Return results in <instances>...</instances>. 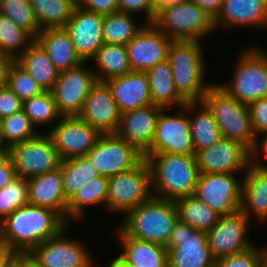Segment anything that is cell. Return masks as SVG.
<instances>
[{"mask_svg": "<svg viewBox=\"0 0 267 267\" xmlns=\"http://www.w3.org/2000/svg\"><path fill=\"white\" fill-rule=\"evenodd\" d=\"M67 224L57 212L27 204L0 222V244L13 252L29 254Z\"/></svg>", "mask_w": 267, "mask_h": 267, "instance_id": "1", "label": "cell"}, {"mask_svg": "<svg viewBox=\"0 0 267 267\" xmlns=\"http://www.w3.org/2000/svg\"><path fill=\"white\" fill-rule=\"evenodd\" d=\"M154 197L169 201L194 194L199 176L195 155L145 154Z\"/></svg>", "mask_w": 267, "mask_h": 267, "instance_id": "2", "label": "cell"}, {"mask_svg": "<svg viewBox=\"0 0 267 267\" xmlns=\"http://www.w3.org/2000/svg\"><path fill=\"white\" fill-rule=\"evenodd\" d=\"M201 44L197 40H173L168 50L175 88L186 102H200L213 84L205 79L206 57Z\"/></svg>", "mask_w": 267, "mask_h": 267, "instance_id": "3", "label": "cell"}, {"mask_svg": "<svg viewBox=\"0 0 267 267\" xmlns=\"http://www.w3.org/2000/svg\"><path fill=\"white\" fill-rule=\"evenodd\" d=\"M123 217L119 228L127 236L166 247L178 221V210L175 201L152 196Z\"/></svg>", "mask_w": 267, "mask_h": 267, "instance_id": "4", "label": "cell"}, {"mask_svg": "<svg viewBox=\"0 0 267 267\" xmlns=\"http://www.w3.org/2000/svg\"><path fill=\"white\" fill-rule=\"evenodd\" d=\"M201 102L211 112L222 138L240 142L252 153L256 151L258 139L252 129L248 104L236 100L214 82Z\"/></svg>", "mask_w": 267, "mask_h": 267, "instance_id": "5", "label": "cell"}, {"mask_svg": "<svg viewBox=\"0 0 267 267\" xmlns=\"http://www.w3.org/2000/svg\"><path fill=\"white\" fill-rule=\"evenodd\" d=\"M261 46H248L236 59L228 82L217 83L236 100L249 104L267 97V51Z\"/></svg>", "mask_w": 267, "mask_h": 267, "instance_id": "6", "label": "cell"}, {"mask_svg": "<svg viewBox=\"0 0 267 267\" xmlns=\"http://www.w3.org/2000/svg\"><path fill=\"white\" fill-rule=\"evenodd\" d=\"M152 24L173 40L206 39L215 30L214 19L197 4L186 1L160 9Z\"/></svg>", "mask_w": 267, "mask_h": 267, "instance_id": "7", "label": "cell"}, {"mask_svg": "<svg viewBox=\"0 0 267 267\" xmlns=\"http://www.w3.org/2000/svg\"><path fill=\"white\" fill-rule=\"evenodd\" d=\"M152 196L151 171L144 158L132 169L108 178L106 212L125 215Z\"/></svg>", "mask_w": 267, "mask_h": 267, "instance_id": "8", "label": "cell"}, {"mask_svg": "<svg viewBox=\"0 0 267 267\" xmlns=\"http://www.w3.org/2000/svg\"><path fill=\"white\" fill-rule=\"evenodd\" d=\"M69 227L67 224L29 253L38 267H96L95 256L85 242L66 235Z\"/></svg>", "mask_w": 267, "mask_h": 267, "instance_id": "9", "label": "cell"}, {"mask_svg": "<svg viewBox=\"0 0 267 267\" xmlns=\"http://www.w3.org/2000/svg\"><path fill=\"white\" fill-rule=\"evenodd\" d=\"M166 248L168 267H215L216 260L211 254L206 232L179 219Z\"/></svg>", "mask_w": 267, "mask_h": 267, "instance_id": "10", "label": "cell"}, {"mask_svg": "<svg viewBox=\"0 0 267 267\" xmlns=\"http://www.w3.org/2000/svg\"><path fill=\"white\" fill-rule=\"evenodd\" d=\"M243 175L234 173H201L194 196L220 216L230 215L241 208Z\"/></svg>", "mask_w": 267, "mask_h": 267, "instance_id": "11", "label": "cell"}, {"mask_svg": "<svg viewBox=\"0 0 267 267\" xmlns=\"http://www.w3.org/2000/svg\"><path fill=\"white\" fill-rule=\"evenodd\" d=\"M10 159L17 177L28 179L59 168L61 159L48 133L9 147Z\"/></svg>", "mask_w": 267, "mask_h": 267, "instance_id": "12", "label": "cell"}, {"mask_svg": "<svg viewBox=\"0 0 267 267\" xmlns=\"http://www.w3.org/2000/svg\"><path fill=\"white\" fill-rule=\"evenodd\" d=\"M170 110L166 108L160 111L153 143L146 154L195 155L187 114V103L180 108H175L176 111L173 113H169Z\"/></svg>", "mask_w": 267, "mask_h": 267, "instance_id": "13", "label": "cell"}, {"mask_svg": "<svg viewBox=\"0 0 267 267\" xmlns=\"http://www.w3.org/2000/svg\"><path fill=\"white\" fill-rule=\"evenodd\" d=\"M85 156L100 176L108 178L132 169L144 159L143 154L116 134H101Z\"/></svg>", "mask_w": 267, "mask_h": 267, "instance_id": "14", "label": "cell"}, {"mask_svg": "<svg viewBox=\"0 0 267 267\" xmlns=\"http://www.w3.org/2000/svg\"><path fill=\"white\" fill-rule=\"evenodd\" d=\"M87 64L89 62H83L58 73L51 92L62 116H78L91 87L97 82L92 67Z\"/></svg>", "mask_w": 267, "mask_h": 267, "instance_id": "15", "label": "cell"}, {"mask_svg": "<svg viewBox=\"0 0 267 267\" xmlns=\"http://www.w3.org/2000/svg\"><path fill=\"white\" fill-rule=\"evenodd\" d=\"M251 220L239 209L233 214L220 216L206 232L207 242L215 260L245 251L255 244L250 240Z\"/></svg>", "mask_w": 267, "mask_h": 267, "instance_id": "16", "label": "cell"}, {"mask_svg": "<svg viewBox=\"0 0 267 267\" xmlns=\"http://www.w3.org/2000/svg\"><path fill=\"white\" fill-rule=\"evenodd\" d=\"M198 172L244 175L253 162V153L242 143L219 139L214 145L195 154ZM242 172V173H241Z\"/></svg>", "mask_w": 267, "mask_h": 267, "instance_id": "17", "label": "cell"}, {"mask_svg": "<svg viewBox=\"0 0 267 267\" xmlns=\"http://www.w3.org/2000/svg\"><path fill=\"white\" fill-rule=\"evenodd\" d=\"M47 133L61 160L85 156L101 135L79 116H62Z\"/></svg>", "mask_w": 267, "mask_h": 267, "instance_id": "18", "label": "cell"}, {"mask_svg": "<svg viewBox=\"0 0 267 267\" xmlns=\"http://www.w3.org/2000/svg\"><path fill=\"white\" fill-rule=\"evenodd\" d=\"M172 41L153 24H145L126 44L131 70L145 72L156 64L167 61Z\"/></svg>", "mask_w": 267, "mask_h": 267, "instance_id": "19", "label": "cell"}, {"mask_svg": "<svg viewBox=\"0 0 267 267\" xmlns=\"http://www.w3.org/2000/svg\"><path fill=\"white\" fill-rule=\"evenodd\" d=\"M104 14L75 6L65 30L70 34L74 49L82 62H89L104 44L102 35Z\"/></svg>", "mask_w": 267, "mask_h": 267, "instance_id": "20", "label": "cell"}, {"mask_svg": "<svg viewBox=\"0 0 267 267\" xmlns=\"http://www.w3.org/2000/svg\"><path fill=\"white\" fill-rule=\"evenodd\" d=\"M78 116L100 134L116 133L121 113L106 82L97 81L91 87Z\"/></svg>", "mask_w": 267, "mask_h": 267, "instance_id": "21", "label": "cell"}, {"mask_svg": "<svg viewBox=\"0 0 267 267\" xmlns=\"http://www.w3.org/2000/svg\"><path fill=\"white\" fill-rule=\"evenodd\" d=\"M214 27L217 30L248 28L266 32L267 0H224L214 19Z\"/></svg>", "mask_w": 267, "mask_h": 267, "instance_id": "22", "label": "cell"}, {"mask_svg": "<svg viewBox=\"0 0 267 267\" xmlns=\"http://www.w3.org/2000/svg\"><path fill=\"white\" fill-rule=\"evenodd\" d=\"M162 109L151 104L121 114L115 134L145 155L151 149L157 118Z\"/></svg>", "mask_w": 267, "mask_h": 267, "instance_id": "23", "label": "cell"}, {"mask_svg": "<svg viewBox=\"0 0 267 267\" xmlns=\"http://www.w3.org/2000/svg\"><path fill=\"white\" fill-rule=\"evenodd\" d=\"M117 244L120 254L111 260L116 267H168L167 248L149 241L127 236L120 228H116Z\"/></svg>", "mask_w": 267, "mask_h": 267, "instance_id": "24", "label": "cell"}, {"mask_svg": "<svg viewBox=\"0 0 267 267\" xmlns=\"http://www.w3.org/2000/svg\"><path fill=\"white\" fill-rule=\"evenodd\" d=\"M28 204L49 208L66 221L67 203L60 167L27 179Z\"/></svg>", "mask_w": 267, "mask_h": 267, "instance_id": "25", "label": "cell"}, {"mask_svg": "<svg viewBox=\"0 0 267 267\" xmlns=\"http://www.w3.org/2000/svg\"><path fill=\"white\" fill-rule=\"evenodd\" d=\"M240 210L258 225L267 223V168L254 161L243 175L242 201Z\"/></svg>", "mask_w": 267, "mask_h": 267, "instance_id": "26", "label": "cell"}, {"mask_svg": "<svg viewBox=\"0 0 267 267\" xmlns=\"http://www.w3.org/2000/svg\"><path fill=\"white\" fill-rule=\"evenodd\" d=\"M121 114L152 104L145 72L131 71L106 81Z\"/></svg>", "mask_w": 267, "mask_h": 267, "instance_id": "27", "label": "cell"}, {"mask_svg": "<svg viewBox=\"0 0 267 267\" xmlns=\"http://www.w3.org/2000/svg\"><path fill=\"white\" fill-rule=\"evenodd\" d=\"M35 41L49 56L58 72L76 68L83 63L76 54L70 34L65 28L42 29Z\"/></svg>", "mask_w": 267, "mask_h": 267, "instance_id": "28", "label": "cell"}, {"mask_svg": "<svg viewBox=\"0 0 267 267\" xmlns=\"http://www.w3.org/2000/svg\"><path fill=\"white\" fill-rule=\"evenodd\" d=\"M148 79L152 104L163 109H174L187 102L178 94L172 69L168 61L158 63L145 71Z\"/></svg>", "mask_w": 267, "mask_h": 267, "instance_id": "29", "label": "cell"}, {"mask_svg": "<svg viewBox=\"0 0 267 267\" xmlns=\"http://www.w3.org/2000/svg\"><path fill=\"white\" fill-rule=\"evenodd\" d=\"M187 114L195 154L222 138L220 129L207 107L200 102H187Z\"/></svg>", "mask_w": 267, "mask_h": 267, "instance_id": "30", "label": "cell"}, {"mask_svg": "<svg viewBox=\"0 0 267 267\" xmlns=\"http://www.w3.org/2000/svg\"><path fill=\"white\" fill-rule=\"evenodd\" d=\"M108 193V177L98 176L91 179L83 187H81L68 201L66 222L84 220V216L88 207L99 206L104 207L106 213V201ZM77 219V220H76ZM71 220V221H70Z\"/></svg>", "mask_w": 267, "mask_h": 267, "instance_id": "31", "label": "cell"}, {"mask_svg": "<svg viewBox=\"0 0 267 267\" xmlns=\"http://www.w3.org/2000/svg\"><path fill=\"white\" fill-rule=\"evenodd\" d=\"M16 62L38 83L43 91H51L58 71L43 48L34 41Z\"/></svg>", "mask_w": 267, "mask_h": 267, "instance_id": "32", "label": "cell"}, {"mask_svg": "<svg viewBox=\"0 0 267 267\" xmlns=\"http://www.w3.org/2000/svg\"><path fill=\"white\" fill-rule=\"evenodd\" d=\"M96 80L106 82L108 79L123 76L131 72L126 45L104 43L90 60Z\"/></svg>", "mask_w": 267, "mask_h": 267, "instance_id": "33", "label": "cell"}, {"mask_svg": "<svg viewBox=\"0 0 267 267\" xmlns=\"http://www.w3.org/2000/svg\"><path fill=\"white\" fill-rule=\"evenodd\" d=\"M60 170L64 196L69 201L88 181L99 176L92 162L86 156L61 160Z\"/></svg>", "mask_w": 267, "mask_h": 267, "instance_id": "34", "label": "cell"}, {"mask_svg": "<svg viewBox=\"0 0 267 267\" xmlns=\"http://www.w3.org/2000/svg\"><path fill=\"white\" fill-rule=\"evenodd\" d=\"M136 17L121 12L105 14L102 25L104 43L126 45L145 25L144 22L138 23Z\"/></svg>", "mask_w": 267, "mask_h": 267, "instance_id": "35", "label": "cell"}, {"mask_svg": "<svg viewBox=\"0 0 267 267\" xmlns=\"http://www.w3.org/2000/svg\"><path fill=\"white\" fill-rule=\"evenodd\" d=\"M178 219L194 229L209 231L218 221L220 215L194 195L175 201Z\"/></svg>", "mask_w": 267, "mask_h": 267, "instance_id": "36", "label": "cell"}, {"mask_svg": "<svg viewBox=\"0 0 267 267\" xmlns=\"http://www.w3.org/2000/svg\"><path fill=\"white\" fill-rule=\"evenodd\" d=\"M40 29L64 28L77 5L74 0H29Z\"/></svg>", "mask_w": 267, "mask_h": 267, "instance_id": "37", "label": "cell"}, {"mask_svg": "<svg viewBox=\"0 0 267 267\" xmlns=\"http://www.w3.org/2000/svg\"><path fill=\"white\" fill-rule=\"evenodd\" d=\"M22 110L38 131L40 126L52 128L62 117L51 91H43L37 96L22 101Z\"/></svg>", "mask_w": 267, "mask_h": 267, "instance_id": "38", "label": "cell"}, {"mask_svg": "<svg viewBox=\"0 0 267 267\" xmlns=\"http://www.w3.org/2000/svg\"><path fill=\"white\" fill-rule=\"evenodd\" d=\"M40 131L23 110L1 119L0 144L10 147L36 137Z\"/></svg>", "mask_w": 267, "mask_h": 267, "instance_id": "39", "label": "cell"}, {"mask_svg": "<svg viewBox=\"0 0 267 267\" xmlns=\"http://www.w3.org/2000/svg\"><path fill=\"white\" fill-rule=\"evenodd\" d=\"M35 41L24 28L0 14V51L15 60Z\"/></svg>", "mask_w": 267, "mask_h": 267, "instance_id": "40", "label": "cell"}, {"mask_svg": "<svg viewBox=\"0 0 267 267\" xmlns=\"http://www.w3.org/2000/svg\"><path fill=\"white\" fill-rule=\"evenodd\" d=\"M0 14L10 18L17 26L24 28L34 38L41 31L29 0H2Z\"/></svg>", "mask_w": 267, "mask_h": 267, "instance_id": "41", "label": "cell"}, {"mask_svg": "<svg viewBox=\"0 0 267 267\" xmlns=\"http://www.w3.org/2000/svg\"><path fill=\"white\" fill-rule=\"evenodd\" d=\"M27 204V179L16 176L0 190V222L13 211Z\"/></svg>", "mask_w": 267, "mask_h": 267, "instance_id": "42", "label": "cell"}, {"mask_svg": "<svg viewBox=\"0 0 267 267\" xmlns=\"http://www.w3.org/2000/svg\"><path fill=\"white\" fill-rule=\"evenodd\" d=\"M7 87L21 101L30 99L43 92L38 83L16 61L9 70Z\"/></svg>", "mask_w": 267, "mask_h": 267, "instance_id": "43", "label": "cell"}, {"mask_svg": "<svg viewBox=\"0 0 267 267\" xmlns=\"http://www.w3.org/2000/svg\"><path fill=\"white\" fill-rule=\"evenodd\" d=\"M253 247L216 260L215 267H261L265 259V247Z\"/></svg>", "mask_w": 267, "mask_h": 267, "instance_id": "44", "label": "cell"}, {"mask_svg": "<svg viewBox=\"0 0 267 267\" xmlns=\"http://www.w3.org/2000/svg\"><path fill=\"white\" fill-rule=\"evenodd\" d=\"M253 132L256 138L267 134V97H262L248 104Z\"/></svg>", "mask_w": 267, "mask_h": 267, "instance_id": "45", "label": "cell"}, {"mask_svg": "<svg viewBox=\"0 0 267 267\" xmlns=\"http://www.w3.org/2000/svg\"><path fill=\"white\" fill-rule=\"evenodd\" d=\"M117 3L118 12L135 16H139L141 13L143 14L144 23L152 24L156 13L152 7L151 0H117Z\"/></svg>", "mask_w": 267, "mask_h": 267, "instance_id": "46", "label": "cell"}, {"mask_svg": "<svg viewBox=\"0 0 267 267\" xmlns=\"http://www.w3.org/2000/svg\"><path fill=\"white\" fill-rule=\"evenodd\" d=\"M22 110V101L7 86L0 88V119Z\"/></svg>", "mask_w": 267, "mask_h": 267, "instance_id": "47", "label": "cell"}, {"mask_svg": "<svg viewBox=\"0 0 267 267\" xmlns=\"http://www.w3.org/2000/svg\"><path fill=\"white\" fill-rule=\"evenodd\" d=\"M76 4L87 11L104 15L118 12L117 0H77Z\"/></svg>", "mask_w": 267, "mask_h": 267, "instance_id": "48", "label": "cell"}, {"mask_svg": "<svg viewBox=\"0 0 267 267\" xmlns=\"http://www.w3.org/2000/svg\"><path fill=\"white\" fill-rule=\"evenodd\" d=\"M201 7L210 17L215 19L219 14L224 0H188Z\"/></svg>", "mask_w": 267, "mask_h": 267, "instance_id": "49", "label": "cell"}, {"mask_svg": "<svg viewBox=\"0 0 267 267\" xmlns=\"http://www.w3.org/2000/svg\"><path fill=\"white\" fill-rule=\"evenodd\" d=\"M16 60L0 51V88L7 86L9 70Z\"/></svg>", "mask_w": 267, "mask_h": 267, "instance_id": "50", "label": "cell"}, {"mask_svg": "<svg viewBox=\"0 0 267 267\" xmlns=\"http://www.w3.org/2000/svg\"><path fill=\"white\" fill-rule=\"evenodd\" d=\"M264 157L267 159V134L263 138H259L256 151L253 153V161L258 166L267 168V164L265 163L267 160H264Z\"/></svg>", "mask_w": 267, "mask_h": 267, "instance_id": "51", "label": "cell"}, {"mask_svg": "<svg viewBox=\"0 0 267 267\" xmlns=\"http://www.w3.org/2000/svg\"><path fill=\"white\" fill-rule=\"evenodd\" d=\"M16 177L11 159L0 167V190Z\"/></svg>", "mask_w": 267, "mask_h": 267, "instance_id": "52", "label": "cell"}, {"mask_svg": "<svg viewBox=\"0 0 267 267\" xmlns=\"http://www.w3.org/2000/svg\"><path fill=\"white\" fill-rule=\"evenodd\" d=\"M186 1H188V0H151L152 7H153L155 13L162 8H165V7H168L171 5H175V4H179L182 2H186Z\"/></svg>", "mask_w": 267, "mask_h": 267, "instance_id": "53", "label": "cell"}, {"mask_svg": "<svg viewBox=\"0 0 267 267\" xmlns=\"http://www.w3.org/2000/svg\"><path fill=\"white\" fill-rule=\"evenodd\" d=\"M17 267H38V266L36 262L30 257L29 254L18 253Z\"/></svg>", "mask_w": 267, "mask_h": 267, "instance_id": "54", "label": "cell"}, {"mask_svg": "<svg viewBox=\"0 0 267 267\" xmlns=\"http://www.w3.org/2000/svg\"><path fill=\"white\" fill-rule=\"evenodd\" d=\"M13 253L6 245L0 244V267Z\"/></svg>", "mask_w": 267, "mask_h": 267, "instance_id": "55", "label": "cell"}, {"mask_svg": "<svg viewBox=\"0 0 267 267\" xmlns=\"http://www.w3.org/2000/svg\"><path fill=\"white\" fill-rule=\"evenodd\" d=\"M10 159L9 147L0 144V167Z\"/></svg>", "mask_w": 267, "mask_h": 267, "instance_id": "56", "label": "cell"}, {"mask_svg": "<svg viewBox=\"0 0 267 267\" xmlns=\"http://www.w3.org/2000/svg\"><path fill=\"white\" fill-rule=\"evenodd\" d=\"M18 253L14 252L2 265V267H17Z\"/></svg>", "mask_w": 267, "mask_h": 267, "instance_id": "57", "label": "cell"}, {"mask_svg": "<svg viewBox=\"0 0 267 267\" xmlns=\"http://www.w3.org/2000/svg\"><path fill=\"white\" fill-rule=\"evenodd\" d=\"M261 267H267V259L266 258L263 260Z\"/></svg>", "mask_w": 267, "mask_h": 267, "instance_id": "58", "label": "cell"}, {"mask_svg": "<svg viewBox=\"0 0 267 267\" xmlns=\"http://www.w3.org/2000/svg\"><path fill=\"white\" fill-rule=\"evenodd\" d=\"M96 267H98V264L96 265ZM105 267H116V266L113 263L109 262V265L107 264V266H105Z\"/></svg>", "mask_w": 267, "mask_h": 267, "instance_id": "59", "label": "cell"}, {"mask_svg": "<svg viewBox=\"0 0 267 267\" xmlns=\"http://www.w3.org/2000/svg\"><path fill=\"white\" fill-rule=\"evenodd\" d=\"M265 258L267 259V246L265 247Z\"/></svg>", "mask_w": 267, "mask_h": 267, "instance_id": "60", "label": "cell"}]
</instances>
